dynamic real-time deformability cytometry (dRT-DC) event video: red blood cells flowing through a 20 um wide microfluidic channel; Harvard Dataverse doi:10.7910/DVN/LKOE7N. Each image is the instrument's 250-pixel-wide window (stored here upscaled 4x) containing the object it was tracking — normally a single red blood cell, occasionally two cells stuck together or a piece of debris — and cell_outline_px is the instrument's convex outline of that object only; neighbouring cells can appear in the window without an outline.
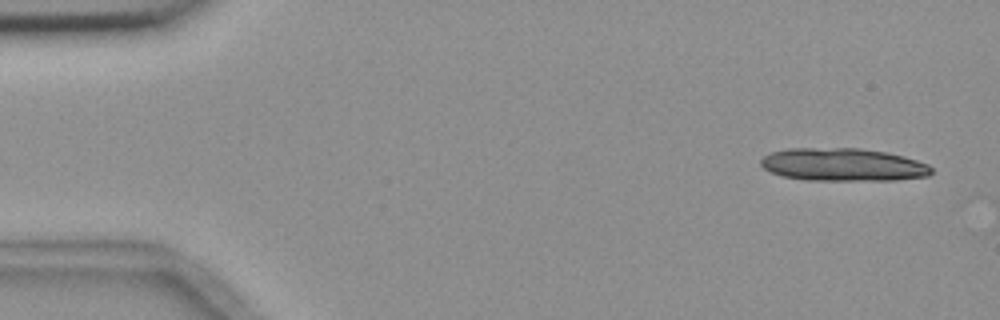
{"species": "common noctule bat (a hibernating species)", "species_latin": "Nyctalus noctula", "temperature_condition": "room temperature", "stored_images_in_passage": 8, "camera_frame_rate_fps": 3000, "um_per_image_px": 0.085, "animal": {"sex": "female", "body_mass_g": 18.4}, "frame": {"image": 1, "passage_image": 1, "time_ms": 0.0, "image_size_px": [1000, 320], "cell_outline_px": [[932, 172], [928, 176], [896, 180], [808, 180], [784, 176], [772, 172], [764, 168], [760, 164], [760, 160], [764, 156], [772, 152], [788, 148], [860, 148], [888, 152], [904, 156], [928, 164], [932, 168]], "centroid_in_image_um": [71.68, 13.99], "position_along_channel_um": 13.3, "area_um2": 32.71}}
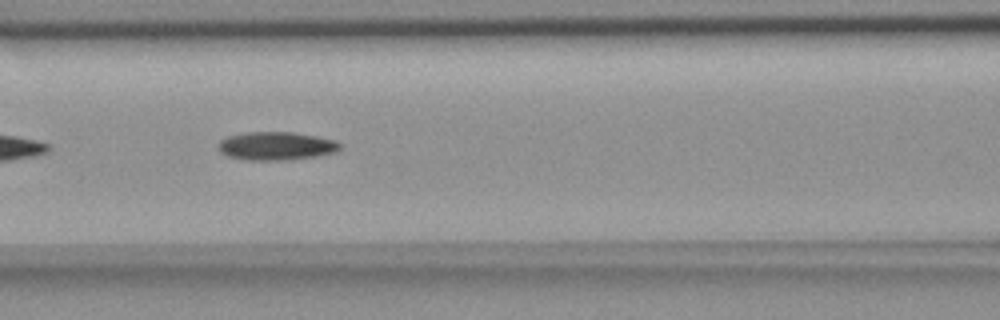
{"frame": {"image": 2, "passage_image": 7, "time_ms": 7.0, "image_size_px": [1000, 320], "cell_outline_px": [[340, 148], [336, 152], [320, 156], [292, 160], [244, 160], [224, 156], [220, 152], [220, 140], [228, 136], [248, 132], [292, 132], [316, 136], [336, 140], [340, 144]], "centroid_in_image_um": [23.49, 12.42], "position_along_channel_um": 143.1, "area_um2": 20.29}}
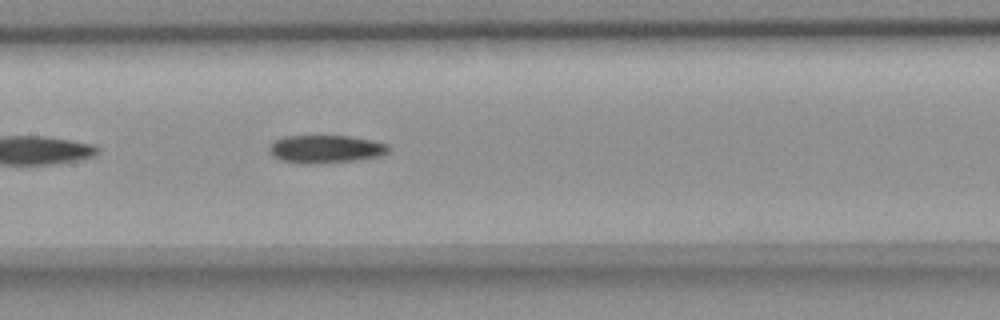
{"frame": {"image": 3, "passage_image": 8, "time_ms": 8.0, "image_size_px": [1000, 320], "cell_outline_px": [[388, 152], [380, 156], [360, 160], [320, 164], [300, 164], [280, 160], [272, 156], [268, 148], [276, 140], [284, 136], [348, 136], [372, 140], [388, 144]], "centroid_in_image_um": [27.67, 12.69], "position_along_channel_um": 179.7, "area_um2": 19.65}}